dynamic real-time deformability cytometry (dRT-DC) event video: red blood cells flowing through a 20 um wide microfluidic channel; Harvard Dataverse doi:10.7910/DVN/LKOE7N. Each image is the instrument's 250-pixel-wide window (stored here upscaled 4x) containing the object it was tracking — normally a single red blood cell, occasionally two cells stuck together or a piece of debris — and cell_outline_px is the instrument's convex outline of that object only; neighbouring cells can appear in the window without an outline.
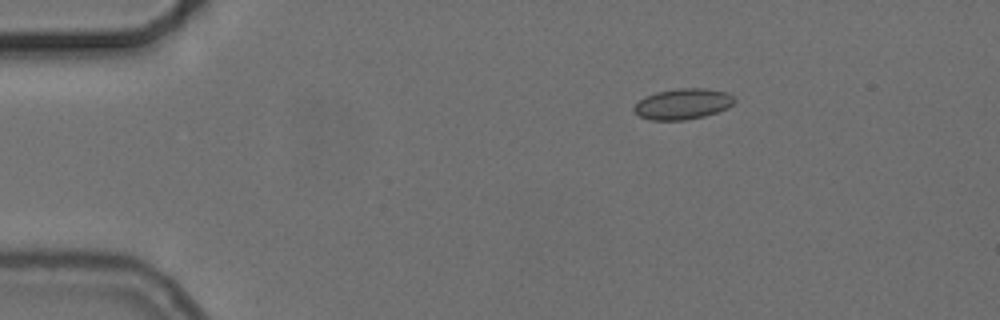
{"species": "common noctule bat (a hibernating species)", "species_latin": "Nyctalus noctula", "temperature_condition": "cold", "stored_images_in_passage": 47, "camera_frame_rate_fps": 3000, "um_per_image_px": 0.085, "animal": {"sex": "female", "body_mass_g": 24.6, "forearm_length_mm": 56.2}, "frame": {"image": 1, "passage_image": 1, "time_ms": 0.0, "image_size_px": [1000, 320], "cell_outline_px": [[736, 100], [728, 108], [704, 116], [684, 120], [652, 120], [640, 116], [632, 112], [632, 108], [644, 96], [656, 92], [676, 88], [704, 88], [724, 92], [732, 96]], "centroid_in_image_um": [58.0, 8.83], "position_along_channel_um": 27.0, "area_um2": 17.98}}
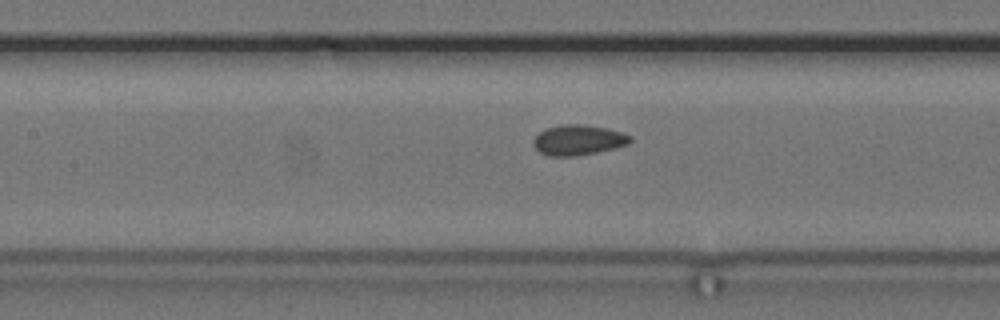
{"frame": {"image": 2, "passage_image": 17, "time_ms": 5.333, "image_size_px": [1000, 320], "cell_outline_px": [[632, 140], [628, 144], [616, 148], [576, 156], [548, 156], [540, 152], [532, 144], [532, 140], [540, 132], [548, 128], [564, 124], [580, 124], [604, 128], [620, 132], [632, 136]], "centroid_in_image_um": [49.14, 11.91], "position_along_channel_um": 158.3, "area_um2": 16.94}}
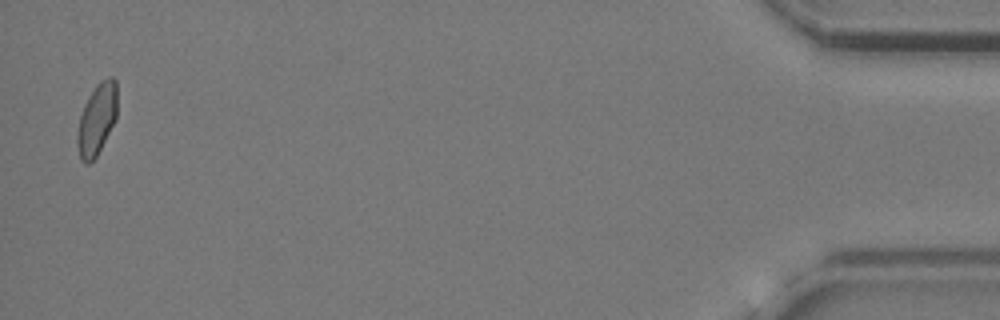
{"frame": {"image": 3, "passage_image": 46, "time_ms": 15.0, "image_size_px": [1000, 320], "cell_outline_px": [[116, 120], [96, 156], [88, 164], [84, 164], [80, 160], [76, 140], [76, 132], [80, 116], [84, 104], [88, 96], [96, 84], [100, 80], [108, 76], [112, 76], [116, 80]], "centroid_in_image_um": [8.21, 10.12], "position_along_channel_um": 427.0, "area_um2": 16.76}, "authors_computed_cell_mechanics": {"area_um2": 16.762, "velocity_mm_per_s": 3.7212, "shape_relaxation_time_tau1_ms": 1.7587, "shape_relaxation_time_tau2_ms": 1.4584, "deformation_change_tau1": 0.0408, "deformation_change_tau2": 0.0515}}